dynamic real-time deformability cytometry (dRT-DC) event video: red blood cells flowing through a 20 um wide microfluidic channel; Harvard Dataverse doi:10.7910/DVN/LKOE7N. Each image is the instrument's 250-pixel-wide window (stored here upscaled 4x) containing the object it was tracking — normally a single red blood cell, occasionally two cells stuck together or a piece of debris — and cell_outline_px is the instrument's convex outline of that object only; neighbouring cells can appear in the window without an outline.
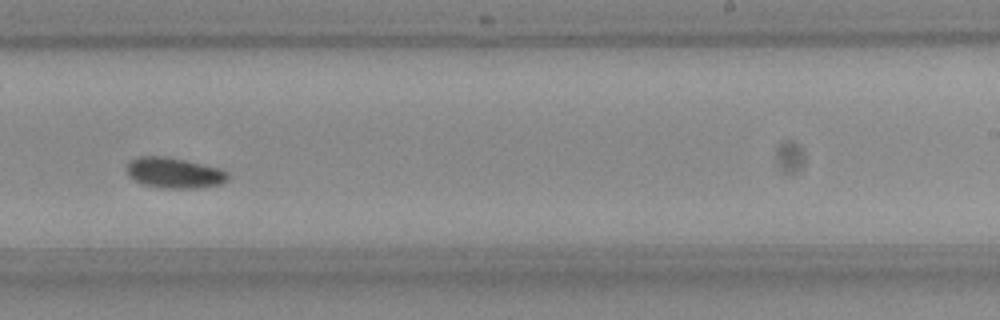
{"species": "Egyptian fruit bat (a non-hibernating species)", "species_latin": "Rousettus aegyptiacus", "temperature_condition": "room temperature", "stored_images_in_passage": 14, "camera_frame_rate_fps": 3000, "um_per_image_px": 0.085, "frame": {"image": 1, "passage_image": 8, "time_ms": 2.333, "image_size_px": [1000, 320], "cell_outline_px": [[228, 180], [220, 184], [200, 188], [164, 188], [140, 184], [128, 176], [128, 164], [136, 156], [164, 156], [184, 160], [220, 168], [228, 176]], "centroid_in_image_um": [14.79, 14.7], "position_along_channel_um": 274.2, "area_um2": 17.92}}